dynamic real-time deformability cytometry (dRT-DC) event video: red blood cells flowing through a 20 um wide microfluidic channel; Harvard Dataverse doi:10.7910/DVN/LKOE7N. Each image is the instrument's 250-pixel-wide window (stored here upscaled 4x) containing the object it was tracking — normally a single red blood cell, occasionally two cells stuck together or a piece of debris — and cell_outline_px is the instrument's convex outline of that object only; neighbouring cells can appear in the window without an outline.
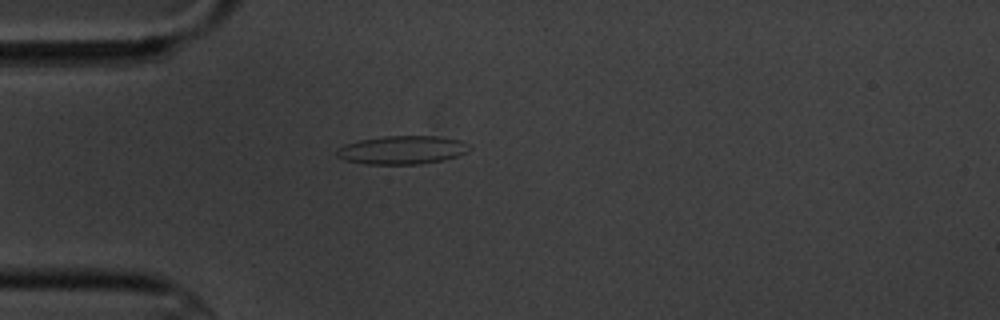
{"species": "common noctule bat (a hibernating species)", "species_latin": "Nyctalus noctula", "temperature_condition": "cold", "stored_images_in_passage": 5, "camera_frame_rate_fps": 3000, "um_per_image_px": 0.085, "animal": {"sex": "male", "body_mass_g": 20.1, "forearm_length_mm": 53.5}, "frame": {"image": 1, "passage_image": 5, "time_ms": 4.667, "image_size_px": [1000, 320], "cell_outline_px": [[472, 148], [468, 152], [460, 156], [444, 160], [420, 164], [364, 164], [344, 160], [336, 156], [336, 148], [344, 144], [360, 140], [384, 136], [436, 136], [460, 140], [472, 144]], "centroid_in_image_um": [34.22, 12.75], "position_along_channel_um": 50.8, "area_um2": 22.37}}